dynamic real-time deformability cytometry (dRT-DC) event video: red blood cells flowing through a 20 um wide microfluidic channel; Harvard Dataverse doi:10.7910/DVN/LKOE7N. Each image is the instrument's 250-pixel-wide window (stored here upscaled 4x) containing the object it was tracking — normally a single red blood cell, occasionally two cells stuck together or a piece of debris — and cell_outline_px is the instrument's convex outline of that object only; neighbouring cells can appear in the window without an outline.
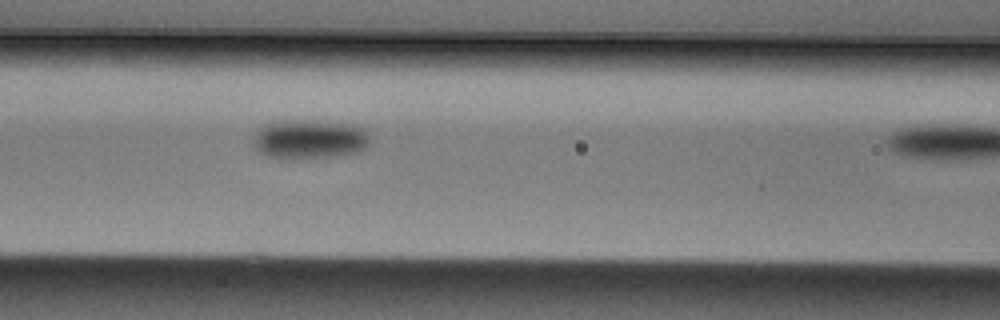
{"species": "Egyptian fruit bat (a non-hibernating species)", "species_latin": "Rousettus aegyptiacus", "temperature_condition": "cold", "stored_images_in_passage": 11, "camera_frame_rate_fps": 3000, "um_per_image_px": 0.085, "animal": {"sex": "male"}, "frame": {"image": 1, "passage_image": 10, "time_ms": 3.0, "image_size_px": [1000, 320], "cell_outline_px": [[368, 148], [356, 152], [336, 156], [268, 156], [260, 152], [256, 148], [256, 132], [260, 128], [268, 124], [280, 120], [304, 120], [352, 124], [364, 128], [368, 132]], "centroid_in_image_um": [26.39, 11.79], "position_along_channel_um": 140.2, "area_um2": 25.72}}